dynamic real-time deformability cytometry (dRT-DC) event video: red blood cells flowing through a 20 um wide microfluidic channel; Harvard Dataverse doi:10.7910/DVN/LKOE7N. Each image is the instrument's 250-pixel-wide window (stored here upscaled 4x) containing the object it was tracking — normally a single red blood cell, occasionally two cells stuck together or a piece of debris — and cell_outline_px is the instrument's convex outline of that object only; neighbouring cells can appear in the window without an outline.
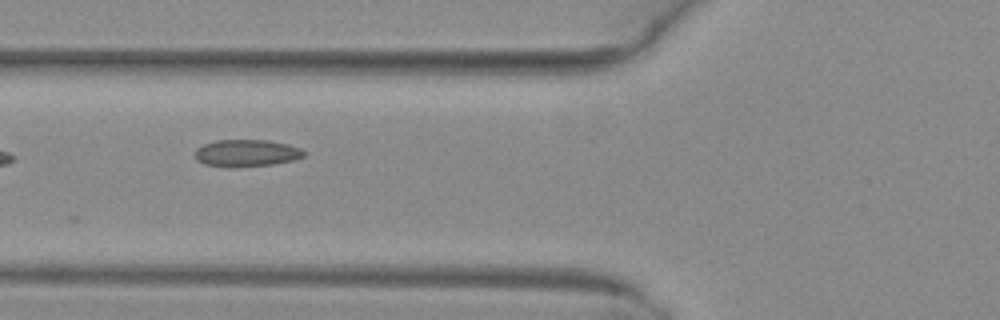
{"species": "common noctule bat (a hibernating species)", "species_latin": "Nyctalus noctula", "temperature_condition": "warm", "stored_images_in_passage": 6, "camera_frame_rate_fps": 3000, "um_per_image_px": 0.085, "animal": {"sex": "female", "body_mass_g": 29.2, "forearm_length_mm": 56.3}, "frame": {"image": 1, "passage_image": 4, "time_ms": 1.0, "image_size_px": [1000, 320], "cell_outline_px": [[304, 156], [296, 160], [272, 164], [204, 164], [196, 160], [196, 148], [204, 144], [216, 140], [268, 140], [288, 144], [300, 148], [304, 152]], "centroid_in_image_um": [21.0, 12.95], "position_along_channel_um": 104.8, "area_um2": 16.3}}
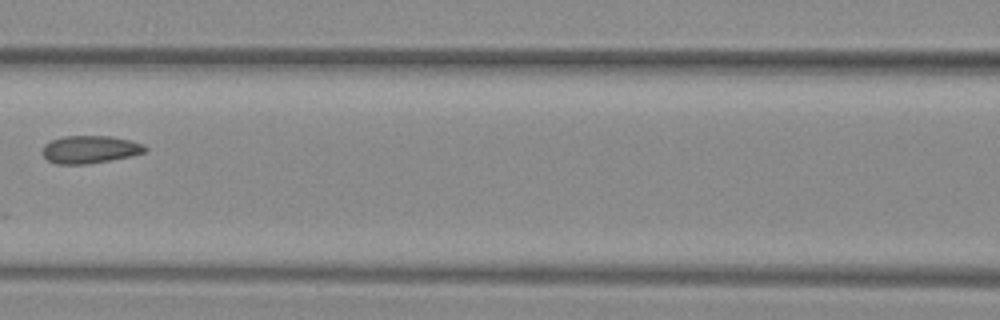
{"frame": {"image": 2, "passage_image": 5, "time_ms": 1.333, "image_size_px": [1000, 320], "cell_outline_px": [[148, 148], [144, 152], [112, 160], [88, 164], [56, 164], [48, 160], [40, 152], [44, 144], [52, 140], [64, 136], [112, 136], [144, 144]], "centroid_in_image_um": [7.61, 12.7], "position_along_channel_um": 159.0, "area_um2": 16.59}}
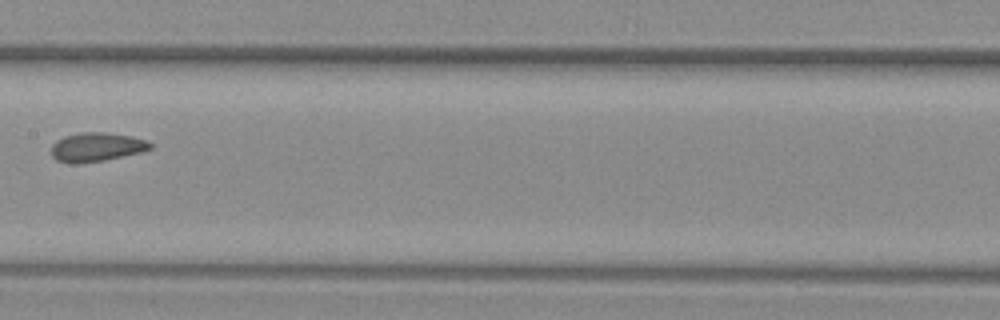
{"frame": {"image": 3, "passage_image": 6, "time_ms": 1.667, "image_size_px": [1000, 320], "cell_outline_px": [[152, 148], [140, 152], [104, 160], [56, 160], [52, 156], [52, 144], [56, 140], [64, 136], [80, 132], [108, 132], [148, 140], [152, 144]], "centroid_in_image_um": [8.25, 12.44], "position_along_channel_um": 199.1, "area_um2": 15.95}}